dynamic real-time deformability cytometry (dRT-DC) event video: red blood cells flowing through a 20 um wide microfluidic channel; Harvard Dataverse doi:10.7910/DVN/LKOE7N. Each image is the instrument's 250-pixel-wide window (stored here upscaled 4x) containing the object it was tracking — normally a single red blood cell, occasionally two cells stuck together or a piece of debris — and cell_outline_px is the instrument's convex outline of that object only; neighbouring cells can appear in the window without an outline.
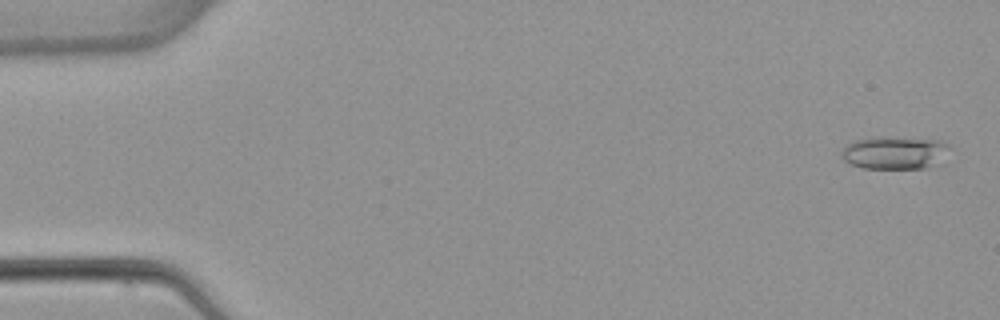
{"species": "common noctule bat (a hibernating species)", "species_latin": "Nyctalus noctula", "temperature_condition": "warm", "stored_images_in_passage": 5, "camera_frame_rate_fps": 3000, "um_per_image_px": 0.085, "animal": {"sex": "female", "body_mass_g": 22.7, "forearm_length_mm": 54.2}, "frame": {"image": 1, "passage_image": 1, "time_ms": 0.0, "image_size_px": [1000, 320], "cell_outline_px": [[952, 148], [924, 168], [864, 168], [852, 164], [844, 160], [840, 152], [848, 144], [856, 140], [880, 136], [940, 140], [948, 144]], "centroid_in_image_um": [75.98, 12.95], "position_along_channel_um": 9.0, "area_um2": 20.11}}
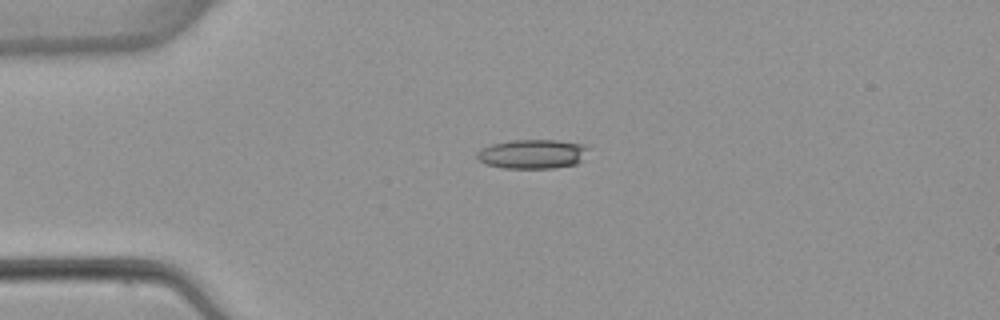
{"frame": {"image": 2, "passage_image": 4, "time_ms": 3.667, "image_size_px": [1000, 320], "cell_outline_px": [[588, 148], [580, 160], [576, 164], [552, 168], [504, 168], [488, 164], [480, 160], [476, 156], [476, 152], [492, 144], [512, 140], [556, 140], [584, 144]], "centroid_in_image_um": [45.25, 13.08], "position_along_channel_um": 39.7, "area_um2": 18.67}}
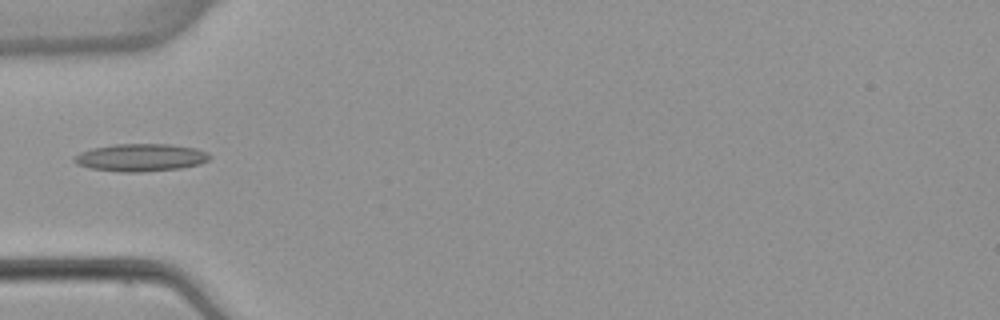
{"frame": {"image": 3, "passage_image": 5, "time_ms": 5.333, "image_size_px": [1000, 320], "cell_outline_px": [[212, 156], [208, 160], [200, 164], [180, 168], [140, 172], [120, 172], [88, 168], [76, 164], [72, 160], [72, 156], [80, 152], [92, 148], [116, 144], [168, 144], [196, 148], [208, 152]], "centroid_in_image_um": [11.93, 13.39], "position_along_channel_um": 73.1, "area_um2": 21.96}}